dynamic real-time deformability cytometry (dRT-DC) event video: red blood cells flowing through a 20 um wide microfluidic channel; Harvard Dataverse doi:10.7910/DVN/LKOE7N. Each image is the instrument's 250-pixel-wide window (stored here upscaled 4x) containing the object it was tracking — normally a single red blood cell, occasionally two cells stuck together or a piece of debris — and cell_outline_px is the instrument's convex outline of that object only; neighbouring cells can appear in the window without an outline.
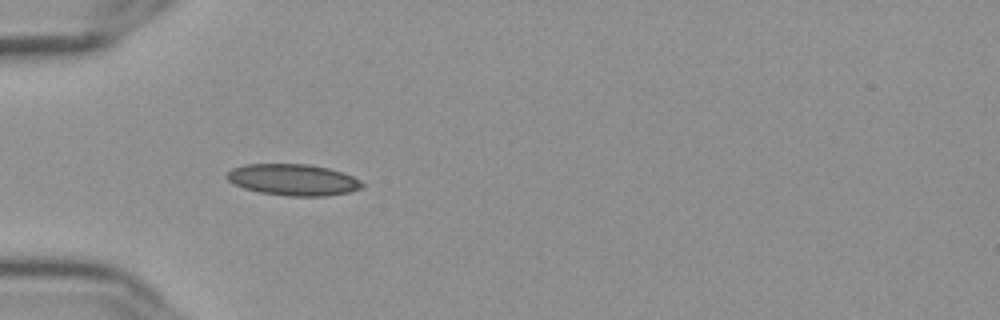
{"species": "Egyptian fruit bat (a non-hibernating species)", "species_latin": "Rousettus aegyptiacus", "temperature_condition": "cold", "stored_images_in_passage": 40, "camera_frame_rate_fps": 3000, "um_per_image_px": 0.085, "frame": {"image": 1, "passage_image": 1, "time_ms": 0.0, "image_size_px": [1000, 320], "cell_outline_px": [[364, 184], [360, 188], [348, 192], [328, 196], [288, 196], [260, 192], [244, 188], [232, 184], [224, 176], [232, 168], [244, 164], [308, 164], [328, 168], [344, 172], [360, 180]], "centroid_in_image_um": [24.89, 15.27], "position_along_channel_um": 60.1, "area_um2": 24.85}}
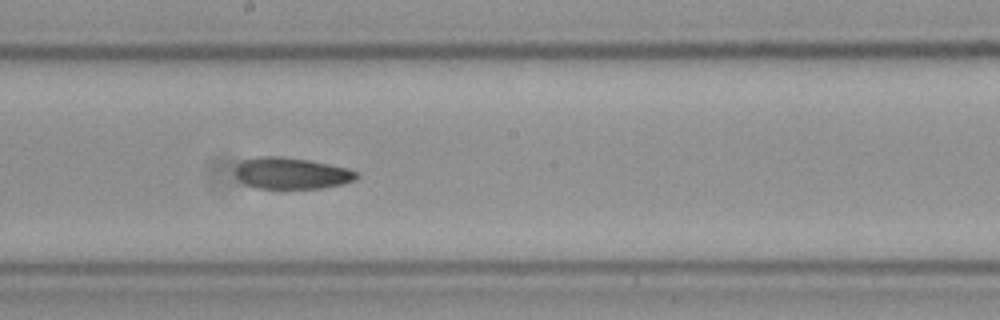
{"frame": {"image": 2, "passage_image": 15, "time_ms": 4.667, "image_size_px": [1000, 320], "cell_outline_px": [[360, 176], [356, 180], [344, 184], [320, 188], [256, 188], [244, 184], [236, 176], [236, 168], [244, 160], [260, 156], [280, 156], [308, 160], [348, 168], [356, 172]], "centroid_in_image_um": [24.81, 14.73], "position_along_channel_um": 223.4, "area_um2": 22.14}}
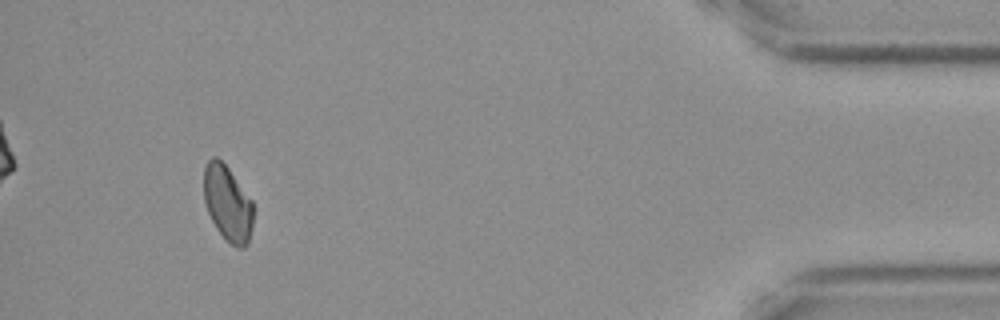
{"frame": {"image": 3, "passage_image": 36, "time_ms": 11.667, "image_size_px": [1000, 320], "cell_outline_px": [[252, 228], [248, 244], [244, 248], [236, 248], [216, 228], [208, 212], [204, 200], [204, 168], [208, 160], [212, 156], [216, 156], [228, 168], [252, 200]], "centroid_in_image_um": [19.35, 17.28], "position_along_channel_um": 415.9, "area_um2": 21.56}, "authors_computed_cell_mechanics": {"area_um2": 22.8599, "velocity_mm_per_s": 3.6091, "shape_relaxation_time_tau1_ms": null, "shape_relaxation_time_tau2_ms": 4.1189, "deformation_change_tau1": null, "deformation_change_tau2": 0.0931}}